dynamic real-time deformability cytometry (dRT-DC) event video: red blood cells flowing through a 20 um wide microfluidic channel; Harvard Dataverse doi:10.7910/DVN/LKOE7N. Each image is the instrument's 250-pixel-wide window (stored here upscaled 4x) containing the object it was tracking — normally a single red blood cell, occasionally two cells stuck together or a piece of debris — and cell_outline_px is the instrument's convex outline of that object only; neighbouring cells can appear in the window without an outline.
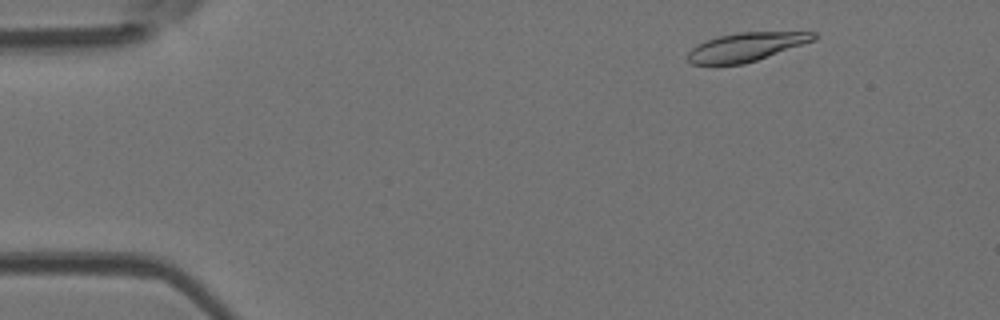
{"species": "Egyptian fruit bat (a non-hibernating species)", "species_latin": "Rousettus aegyptiacus", "temperature_condition": "room temperature", "stored_images_in_passage": 49, "camera_frame_rate_fps": 3000, "um_per_image_px": 0.085, "animal": {"sex": "female"}, "frame": {"image": 1, "passage_image": 4, "time_ms": 1.0, "image_size_px": [1000, 320], "cell_outline_px": [[816, 40], [744, 64], [692, 64], [688, 60], [688, 52], [696, 44], [720, 36], [736, 32], [816, 32]], "centroid_in_image_um": [63.43, 3.98], "position_along_channel_um": 21.6, "area_um2": 20.75}}
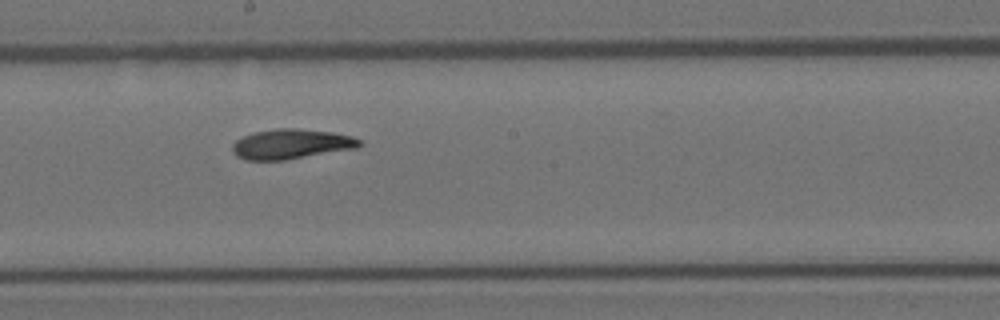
{"frame": {"image": 2, "passage_image": 26, "time_ms": 8.333, "image_size_px": [1000, 320], "cell_outline_px": [[364, 144], [356, 148], [284, 160], [244, 160], [236, 156], [232, 152], [232, 144], [236, 140], [244, 136], [256, 132], [276, 128], [296, 128], [332, 132], [352, 136], [360, 140]], "centroid_in_image_um": [24.74, 12.24], "position_along_channel_um": 223.5, "area_um2": 22.14}}
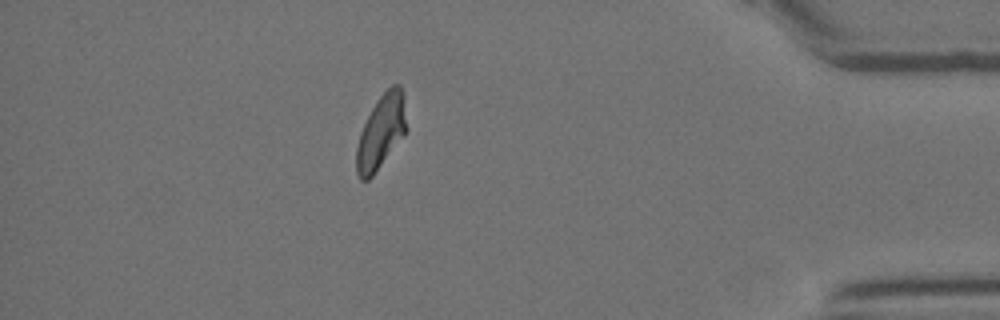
{"frame": {"image": 3, "passage_image": 43, "time_ms": 14.0, "image_size_px": [1000, 320], "cell_outline_px": [[408, 128], [372, 176], [368, 180], [360, 180], [356, 172], [356, 148], [360, 132], [376, 100], [392, 84], [400, 84], [404, 96]], "centroid_in_image_um": [32.39, 11.17], "position_along_channel_um": 402.8, "area_um2": 21.39}, "authors_computed_cell_mechanics": {"area_um2": 21.9062, "velocity_mm_per_s": 3.9244, "shape_relaxation_time_tau1_ms": 5.7837, "shape_relaxation_time_tau2_ms": 4.0251, "deformation_change_tau1": 0.1939, "deformation_change_tau2": 0.0953}}